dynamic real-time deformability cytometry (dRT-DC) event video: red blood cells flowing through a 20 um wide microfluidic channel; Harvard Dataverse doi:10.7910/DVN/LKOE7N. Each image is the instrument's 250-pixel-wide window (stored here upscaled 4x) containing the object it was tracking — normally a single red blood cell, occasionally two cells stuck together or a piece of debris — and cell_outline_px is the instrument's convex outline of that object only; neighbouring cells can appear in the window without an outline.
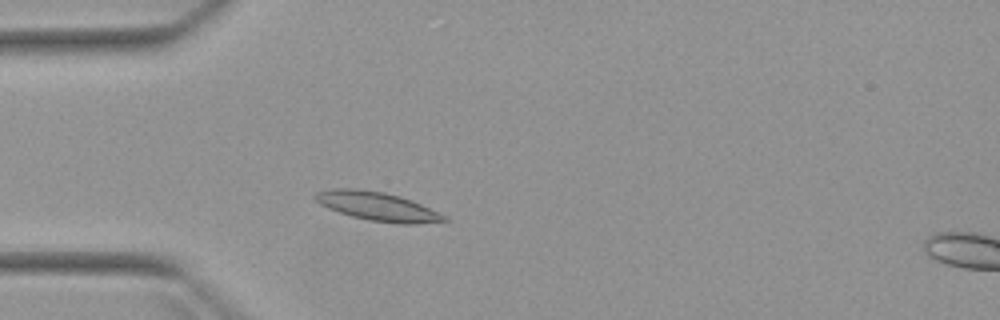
{"species": "Egyptian fruit bat (a non-hibernating species)", "species_latin": "Rousettus aegyptiacus", "temperature_condition": "warm", "stored_images_in_passage": 3, "camera_frame_rate_fps": 3000, "um_per_image_px": 0.085, "animal": {"sex": "female"}, "frame": {"image": 1, "passage_image": 3, "time_ms": 2.667, "image_size_px": [1000, 320], "cell_outline_px": [[452, 220], [416, 224], [396, 224], [368, 220], [352, 216], [328, 208], [320, 204], [312, 196], [316, 192], [332, 188], [356, 188], [384, 192], [400, 196], [412, 200], [440, 212], [448, 216]], "centroid_in_image_um": [32.13, 17.54], "position_along_channel_um": 52.9, "area_um2": 21.91}}